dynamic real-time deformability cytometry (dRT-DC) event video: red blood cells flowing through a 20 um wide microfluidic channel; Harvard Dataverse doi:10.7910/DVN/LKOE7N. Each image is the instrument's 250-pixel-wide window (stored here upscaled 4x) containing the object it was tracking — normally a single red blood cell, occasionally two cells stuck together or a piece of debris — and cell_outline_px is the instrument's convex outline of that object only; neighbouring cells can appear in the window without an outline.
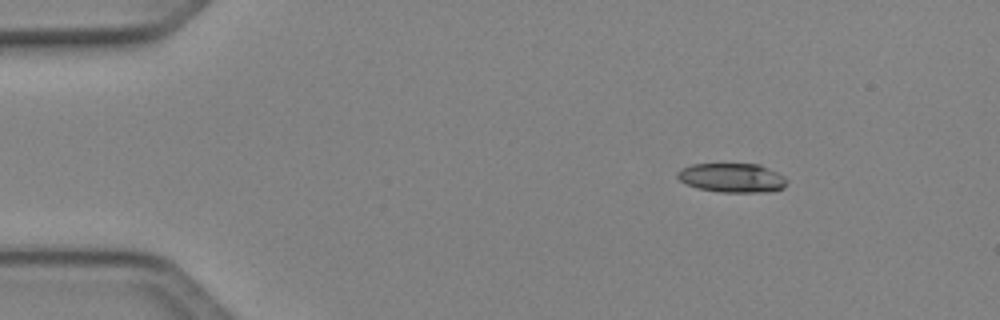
{"species": "Egyptian fruit bat (a non-hibernating species)", "species_latin": "Rousettus aegyptiacus", "temperature_condition": "cold", "stored_images_in_passage": 44, "camera_frame_rate_fps": 3000, "um_per_image_px": 0.085, "animal": {"sex": "female"}, "frame": {"image": 1, "passage_image": 1, "time_ms": 0.0, "image_size_px": [1000, 320], "cell_outline_px": [[788, 184], [784, 188], [768, 192], [720, 192], [700, 188], [688, 184], [680, 180], [676, 176], [676, 172], [692, 164], [760, 164], [784, 176], [788, 180]], "centroid_in_image_um": [62.28, 15.11], "position_along_channel_um": 22.7, "area_um2": 18.55}}
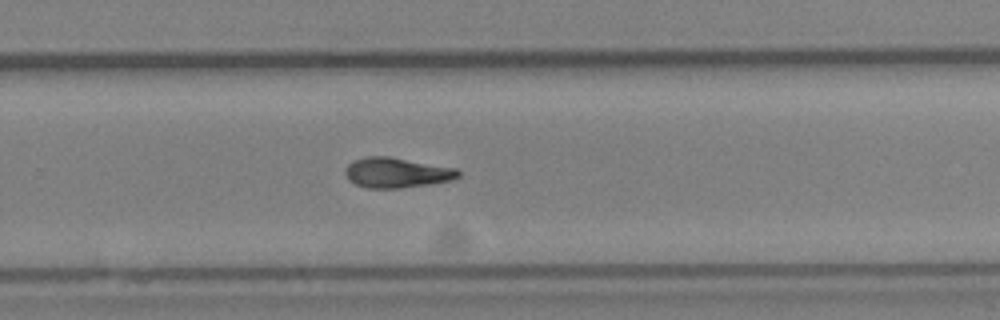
{"frame": {"image": 2, "passage_image": 27, "time_ms": 8.667, "image_size_px": [1000, 320], "cell_outline_px": [[460, 176], [452, 180], [432, 184], [400, 188], [364, 188], [348, 180], [344, 172], [344, 168], [352, 160], [368, 156], [388, 156], [456, 168], [460, 172]], "centroid_in_image_um": [33.69, 14.68], "position_along_channel_um": 296.1, "area_um2": 20.06}}
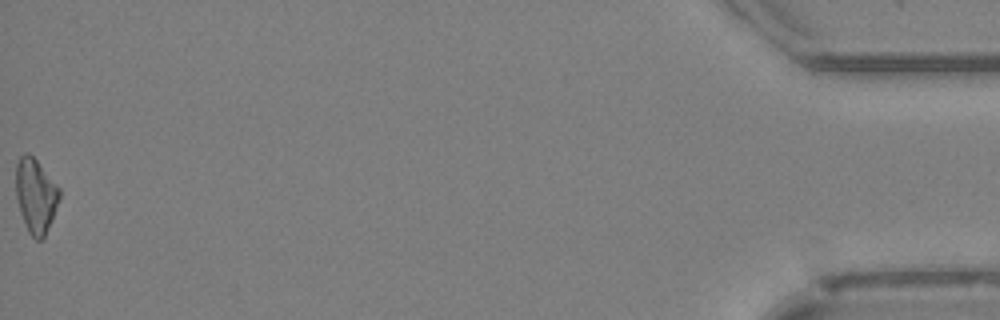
{"frame": {"image": 3, "passage_image": 44, "time_ms": 14.333, "image_size_px": [1000, 320], "cell_outline_px": [[60, 196], [52, 220], [44, 236], [40, 240], [36, 240], [28, 232], [20, 212], [16, 196], [16, 164], [20, 156], [24, 152], [28, 152], [36, 160], [60, 188]], "centroid_in_image_um": [3.03, 16.62], "position_along_channel_um": 432.2, "area_um2": 18.73}, "authors_computed_cell_mechanics": {"area_um2": 19.0162, "velocity_mm_per_s": 4.112, "shape_relaxation_time_tau1_ms": 8.262, "shape_relaxation_time_tau2_ms": 5.7793, "deformation_change_tau1": 0.1808, "deformation_change_tau2": 0.152}}